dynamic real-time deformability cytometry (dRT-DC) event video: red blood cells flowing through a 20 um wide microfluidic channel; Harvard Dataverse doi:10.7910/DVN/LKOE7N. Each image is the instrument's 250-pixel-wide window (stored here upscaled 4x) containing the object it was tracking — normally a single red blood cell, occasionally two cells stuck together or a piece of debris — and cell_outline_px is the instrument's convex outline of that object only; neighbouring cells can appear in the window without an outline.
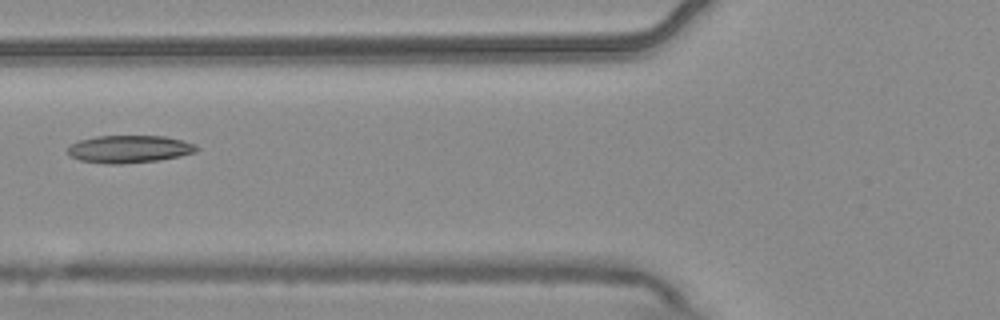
{"species": "common noctule bat (a hibernating species)", "species_latin": "Nyctalus noctula", "temperature_condition": "warm", "stored_images_in_passage": 6, "camera_frame_rate_fps": 3000, "um_per_image_px": 0.085, "animal": {"sex": "male", "body_mass_g": 20.4}, "frame": {"image": 1, "passage_image": 6, "time_ms": 1.667, "image_size_px": [1000, 320], "cell_outline_px": [[200, 148], [196, 152], [180, 156], [160, 160], [120, 164], [108, 164], [80, 160], [72, 156], [68, 152], [68, 148], [72, 144], [80, 140], [96, 136], [164, 136], [184, 140], [196, 144]], "centroid_in_image_um": [11.05, 12.67], "position_along_channel_um": 114.7, "area_um2": 20.69}}